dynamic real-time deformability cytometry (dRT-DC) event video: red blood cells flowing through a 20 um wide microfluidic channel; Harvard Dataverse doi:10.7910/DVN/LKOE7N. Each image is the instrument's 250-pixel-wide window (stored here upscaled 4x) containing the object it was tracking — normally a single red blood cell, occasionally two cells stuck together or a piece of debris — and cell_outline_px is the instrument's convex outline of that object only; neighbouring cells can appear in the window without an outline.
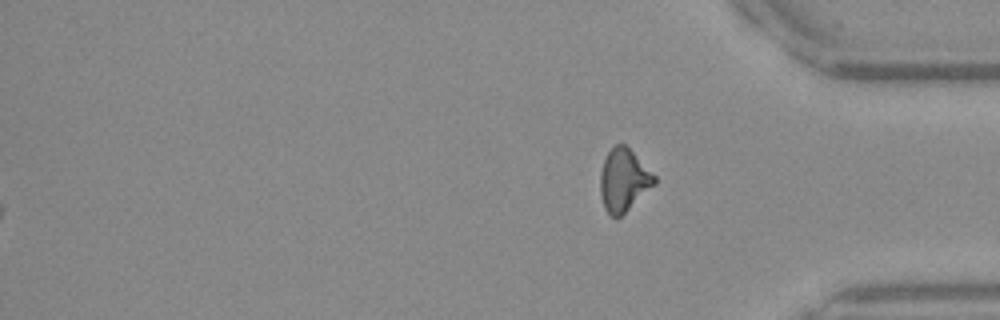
{"species": "Egyptian fruit bat (a non-hibernating species)", "species_latin": "Rousettus aegyptiacus", "temperature_condition": "warm", "stored_images_in_passage": 50, "segment_of_instrument_passage": [2, 2], "camera_frame_rate_fps": 3000, "um_per_image_px": 0.085, "frame": {"image": 1, "passage_image": 50, "time_ms": 16.333, "image_size_px": [1000, 320], "cell_outline_px": [[656, 184], [616, 220], [604, 208], [600, 196], [600, 172], [604, 160], [608, 152], [616, 144], [624, 144], [656, 176]], "centroid_in_image_um": [53.0, 15.34], "position_along_channel_um": 382.2, "area_um2": 19.59}}